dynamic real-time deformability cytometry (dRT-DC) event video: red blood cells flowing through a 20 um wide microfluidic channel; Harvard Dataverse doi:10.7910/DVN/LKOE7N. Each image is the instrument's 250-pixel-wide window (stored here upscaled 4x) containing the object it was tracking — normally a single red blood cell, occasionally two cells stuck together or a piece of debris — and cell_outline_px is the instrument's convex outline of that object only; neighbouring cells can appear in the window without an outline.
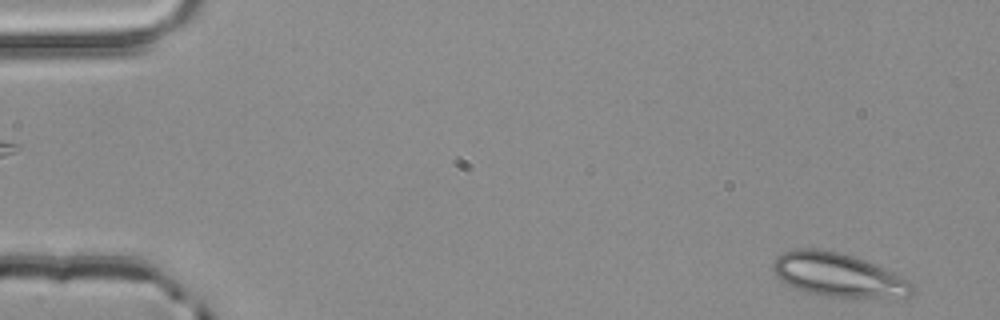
{"species": "common noctule bat (a hibernating species)", "species_latin": "Nyctalus noctula", "temperature_condition": "room temperature", "stored_images_in_passage": 5, "camera_frame_rate_fps": 3000, "um_per_image_px": 0.085, "animal": {"sex": "male", "body_mass_g": 20.4}, "frame": {"image": 1, "passage_image": 5, "time_ms": 1.333, "image_size_px": [1000, 320], "cell_outline_px": [[916, 284], [912, 296], [824, 296], [804, 292], [788, 284], [776, 276], [772, 268], [772, 264], [776, 256], [784, 252], [796, 248], [820, 248], [840, 252], [864, 260], [884, 268]], "centroid_in_image_um": [71.21, 23.34], "position_along_channel_um": 13.8, "area_um2": 35.14}}